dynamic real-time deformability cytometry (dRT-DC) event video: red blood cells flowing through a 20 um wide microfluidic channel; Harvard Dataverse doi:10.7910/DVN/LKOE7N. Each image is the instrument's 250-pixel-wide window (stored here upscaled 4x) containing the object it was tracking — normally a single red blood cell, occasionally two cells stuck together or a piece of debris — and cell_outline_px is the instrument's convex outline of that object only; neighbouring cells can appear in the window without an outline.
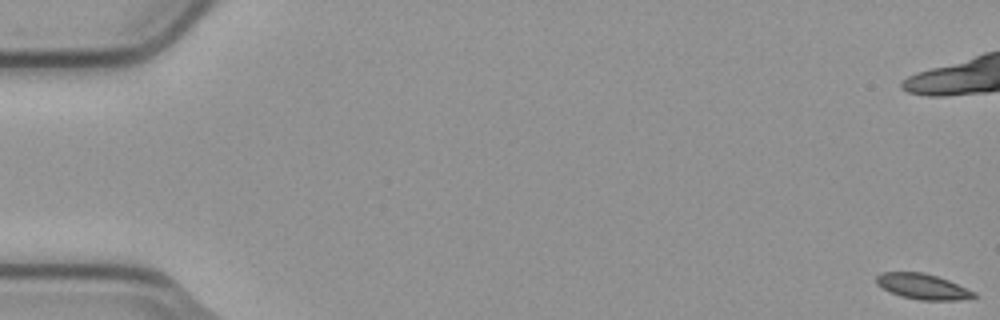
{"species": "common noctule bat (a hibernating species)", "species_latin": "Nyctalus noctula", "temperature_condition": "cold", "stored_images_in_passage": 8, "camera_frame_rate_fps": 3000, "um_per_image_px": 0.085, "animal": {"sex": "male", "body_mass_g": 23.1, "forearm_length_mm": 52.7}, "frame": {"image": 1, "passage_image": 1, "time_ms": 0.0, "image_size_px": [1000, 320], "cell_outline_px": [[980, 296], [960, 300], [920, 300], [900, 296], [876, 284], [876, 276], [880, 272], [924, 272], [948, 280], [976, 292]], "centroid_in_image_um": [78.45, 24.35], "position_along_channel_um": 6.5, "area_um2": 14.51}}